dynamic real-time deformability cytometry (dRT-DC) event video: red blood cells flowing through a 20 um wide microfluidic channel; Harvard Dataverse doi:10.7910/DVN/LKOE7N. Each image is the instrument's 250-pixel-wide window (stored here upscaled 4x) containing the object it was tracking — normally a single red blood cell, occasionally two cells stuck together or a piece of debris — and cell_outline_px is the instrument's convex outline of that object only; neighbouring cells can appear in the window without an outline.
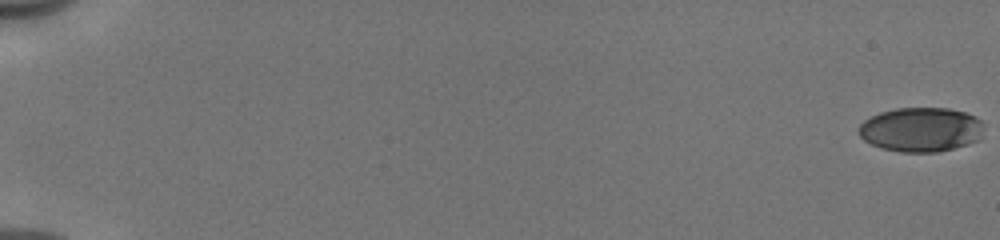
{"species": "human", "species_latin": "Homo sapiens", "temperature_condition": "cold", "stored_images_in_passage": 54, "camera_frame_rate_fps": 3000, "um_per_image_px": 0.085, "donor": {"sex": "male"}, "frame": {"image": 1, "passage_image": 1, "time_ms": 0.0, "image_size_px": [1000, 240], "cell_outline_px": [[976, 120], [972, 140], [964, 144], [952, 148], [936, 152], [904, 152], [884, 148], [872, 144], [864, 140], [860, 136], [860, 124], [864, 120], [872, 116], [884, 112], [900, 108], [948, 108], [964, 112], [972, 116]], "centroid_in_image_um": [78.1, 11.01], "position_along_channel_um": 6.9, "area_um2": 30.52}}
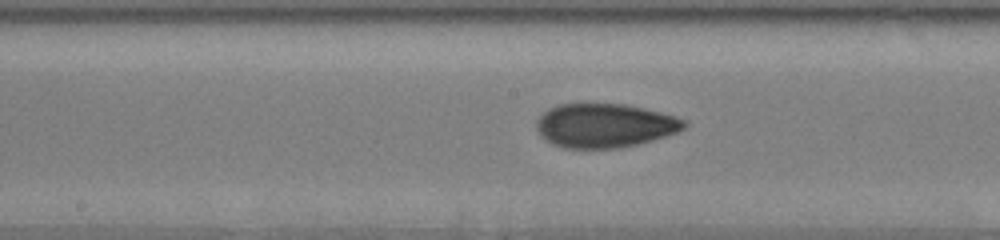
{"frame": {"image": 2, "passage_image": 31, "time_ms": 10.0, "image_size_px": [1000, 240], "cell_outline_px": [[684, 128], [676, 132], [664, 136], [636, 144], [612, 148], [568, 148], [556, 144], [548, 140], [540, 132], [540, 116], [544, 112], [560, 104], [624, 104], [672, 116], [684, 120]], "centroid_in_image_um": [51.42, 10.67], "position_along_channel_um": 196.8, "area_um2": 36.3}}
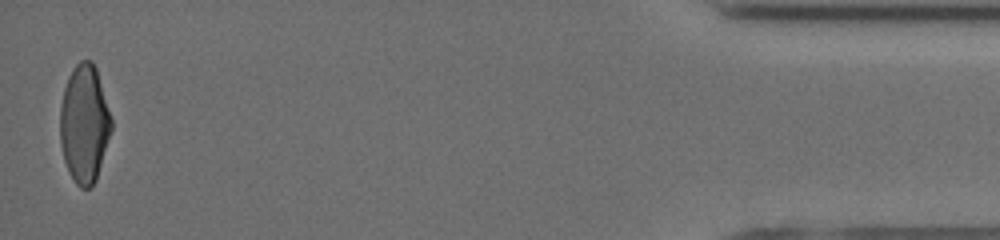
{"frame": {"image": 3, "passage_image": 54, "time_ms": 17.667, "image_size_px": [1000, 240], "cell_outline_px": [[112, 128], [96, 180], [88, 188], [80, 188], [76, 184], [64, 160], [60, 140], [60, 108], [64, 88], [68, 76], [76, 64], [80, 60], [92, 60], [96, 68], [112, 120]], "centroid_in_image_um": [7.16, 10.5], "position_along_channel_um": 428.0, "area_um2": 34.97}, "authors_computed_cell_mechanics": {"area_um2": 34.5933, "velocity_mm_per_s": 3.9914, "shape_relaxation_time_tau1_ms": 4.4361, "shape_relaxation_time_tau2_ms": 1.6274, "deformation_change_tau1": 0.1692, "deformation_change_tau2": 0.07}}